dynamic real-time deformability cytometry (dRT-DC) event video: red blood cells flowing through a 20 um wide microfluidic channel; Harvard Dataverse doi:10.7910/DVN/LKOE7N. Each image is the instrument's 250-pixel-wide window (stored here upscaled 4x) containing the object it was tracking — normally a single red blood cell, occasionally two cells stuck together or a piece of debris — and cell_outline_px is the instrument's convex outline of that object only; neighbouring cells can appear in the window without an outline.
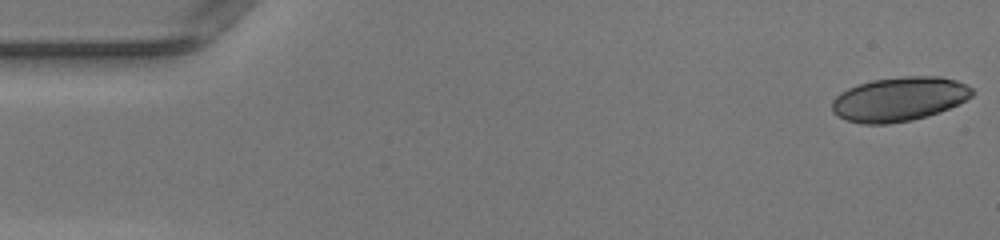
{"species": "human", "species_latin": "Homo sapiens", "temperature_condition": "warm", "stored_images_in_passage": 49, "camera_frame_rate_fps": 3000, "um_per_image_px": 0.085, "donor": {"sex": "female"}, "frame": {"image": 1, "passage_image": 1, "time_ms": 0.0, "image_size_px": [1000, 240], "cell_outline_px": [[976, 92], [972, 96], [948, 108], [928, 116], [912, 120], [888, 124], [864, 124], [848, 120], [832, 112], [832, 100], [840, 92], [856, 84], [872, 80], [904, 76], [940, 76], [956, 80], [972, 88]], "centroid_in_image_um": [76.42, 8.41], "position_along_channel_um": 8.6, "area_um2": 36.07}}
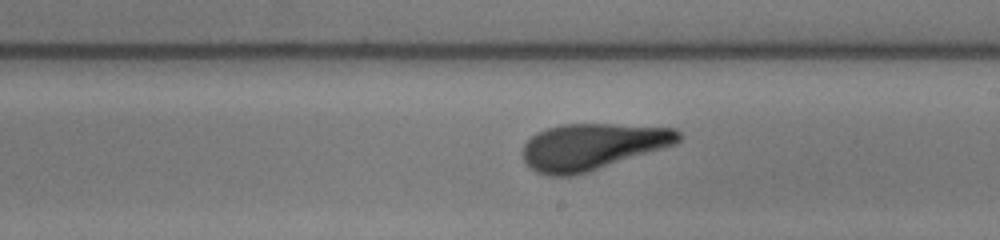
{"frame": {"image": 2, "passage_image": 28, "time_ms": 9.0, "image_size_px": [1000, 240], "cell_outline_px": [[684, 136], [676, 144], [588, 172], [568, 176], [548, 176], [536, 172], [528, 168], [520, 152], [524, 144], [536, 132], [560, 124], [612, 124], [676, 128]], "centroid_in_image_um": [50.32, 12.46], "position_along_channel_um": 238.7, "area_um2": 42.37}}
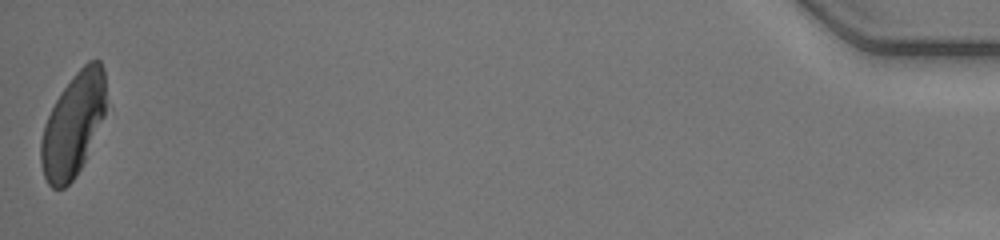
{"frame": {"image": 3, "passage_image": 49, "time_ms": 16.0, "image_size_px": [1000, 240], "cell_outline_px": [[112, 108], [76, 176], [64, 188], [52, 188], [48, 184], [44, 176], [40, 164], [40, 140], [44, 124], [60, 92], [72, 76], [88, 60], [100, 60], [104, 68]], "centroid_in_image_um": [6.32, 10.55], "position_along_channel_um": 428.9, "area_um2": 40.92}, "authors_computed_cell_mechanics": {"area_um2": 40.8646, "velocity_mm_per_s": 4.1658, "shape_relaxation_time_tau1_ms": 3.5282, "shape_relaxation_time_tau2_ms": 1.6944, "deformation_change_tau1": 0.1504, "deformation_change_tau2": 0.0948}}